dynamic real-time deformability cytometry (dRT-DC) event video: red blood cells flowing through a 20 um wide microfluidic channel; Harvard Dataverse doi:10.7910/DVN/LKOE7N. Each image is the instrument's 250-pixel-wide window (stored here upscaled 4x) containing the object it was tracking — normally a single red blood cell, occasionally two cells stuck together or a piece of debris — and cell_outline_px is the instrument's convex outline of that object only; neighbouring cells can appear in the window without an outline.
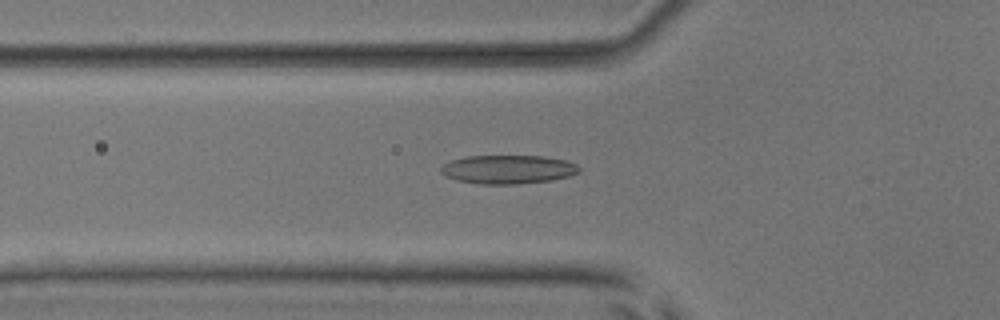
{"species": "common noctule bat (a hibernating species)", "species_latin": "Nyctalus noctula", "temperature_condition": "room temperature", "stored_images_in_passage": 53, "camera_frame_rate_fps": 3000, "um_per_image_px": 0.085, "animal": {"sex": "male", "body_mass_g": 17.9, "forearm_length_mm": 54.2}, "frame": {"image": 1, "passage_image": 19, "time_ms": 6.0, "image_size_px": [1000, 320], "cell_outline_px": [[580, 172], [568, 176], [552, 180], [516, 184], [480, 184], [456, 180], [440, 172], [440, 168], [444, 164], [452, 160], [464, 156], [544, 156], [564, 160], [576, 164], [580, 168]], "centroid_in_image_um": [43.18, 14.4], "position_along_channel_um": 82.6, "area_um2": 23.06}}
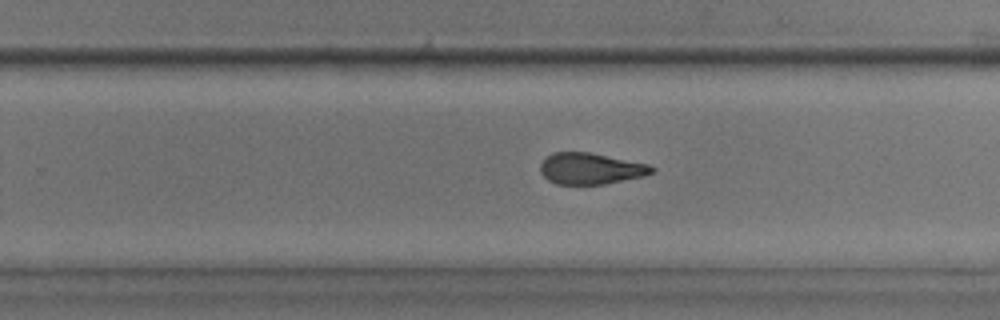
{"frame": {"image": 2, "passage_image": 34, "time_ms": 11.0, "image_size_px": [1000, 320], "cell_outline_px": [[656, 172], [644, 176], [604, 184], [556, 184], [548, 180], [540, 172], [540, 164], [552, 152], [592, 152], [648, 164], [656, 168]], "centroid_in_image_um": [50.23, 14.32], "position_along_channel_um": 279.6, "area_um2": 20.46}}
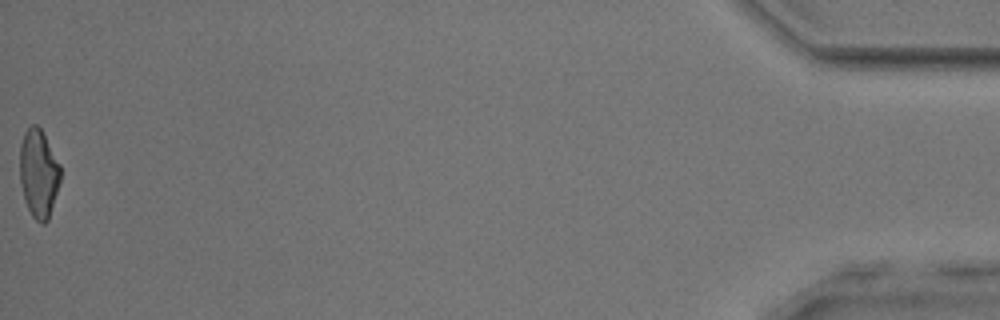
{"frame": {"image": 3, "passage_image": 53, "time_ms": 17.333, "image_size_px": [1000, 320], "cell_outline_px": [[60, 180], [48, 220], [44, 224], [40, 224], [32, 216], [24, 200], [20, 184], [20, 144], [24, 132], [32, 124], [36, 124], [40, 128], [60, 164]], "centroid_in_image_um": [3.26, 14.75], "position_along_channel_um": 431.9, "area_um2": 20.81}, "authors_computed_cell_mechanics": {"area_um2": 21.8484, "velocity_mm_per_s": 3.9436, "shape_relaxation_time_tau1_ms": 6.5579, "shape_relaxation_time_tau2_ms": 2.6575, "deformation_change_tau1": 0.1749, "deformation_change_tau2": 0.1061}}